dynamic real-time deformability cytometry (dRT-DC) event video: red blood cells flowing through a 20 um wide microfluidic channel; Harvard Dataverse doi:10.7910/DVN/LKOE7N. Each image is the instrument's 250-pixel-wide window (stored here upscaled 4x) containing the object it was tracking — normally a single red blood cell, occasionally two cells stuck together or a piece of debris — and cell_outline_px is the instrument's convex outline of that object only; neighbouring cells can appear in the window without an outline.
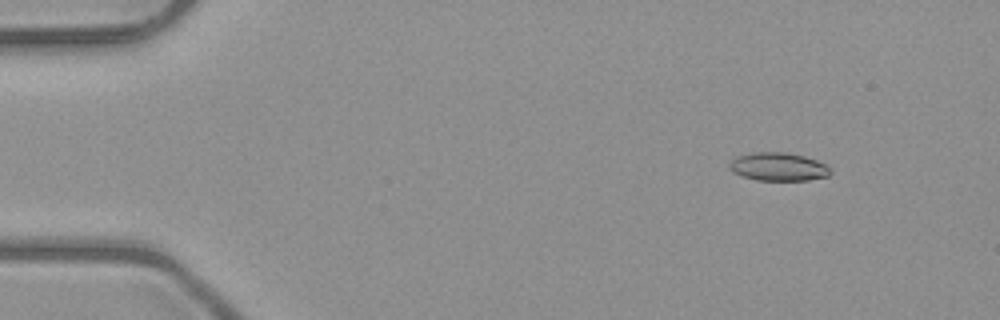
{"species": "common noctule bat (a hibernating species)", "species_latin": "Nyctalus noctula", "temperature_condition": "room temperature", "stored_images_in_passage": 14, "camera_frame_rate_fps": 3000, "um_per_image_px": 0.085, "animal": {"sex": "male", "body_mass_g": 23.1, "forearm_length_mm": 52.7}, "frame": {"image": 1, "passage_image": 7, "time_ms": 2.0, "image_size_px": [1000, 320], "cell_outline_px": [[832, 172], [828, 176], [808, 180], [756, 180], [740, 176], [732, 172], [728, 168], [728, 164], [736, 156], [756, 152], [788, 152], [804, 156], [816, 160], [832, 168]], "centroid_in_image_um": [66.14, 14.17], "position_along_channel_um": 18.9, "area_um2": 16.82}}